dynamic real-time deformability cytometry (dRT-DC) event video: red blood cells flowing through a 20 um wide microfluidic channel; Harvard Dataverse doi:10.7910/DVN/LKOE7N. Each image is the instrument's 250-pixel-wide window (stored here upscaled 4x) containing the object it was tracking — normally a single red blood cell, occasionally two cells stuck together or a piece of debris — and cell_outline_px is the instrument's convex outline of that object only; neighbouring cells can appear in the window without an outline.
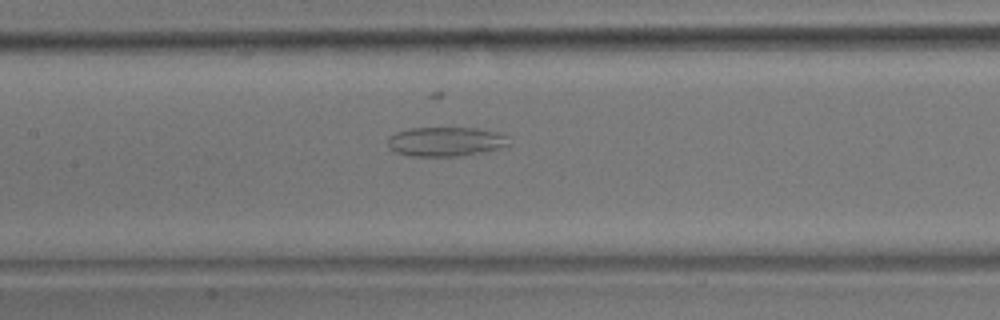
{"species": "common noctule bat (a hibernating species)", "species_latin": "Nyctalus noctula", "temperature_condition": "room temperature", "stored_images_in_passage": 47, "camera_frame_rate_fps": 3000, "um_per_image_px": 0.085, "animal": {"sex": "male", "body_mass_g": 17.9}, "frame": {"image": 1, "passage_image": 17, "time_ms": 5.333, "image_size_px": [1000, 320], "cell_outline_px": [[508, 144], [496, 148], [464, 156], [412, 156], [396, 152], [388, 144], [388, 136], [396, 132], [412, 128], [476, 128], [496, 132], [504, 136]], "centroid_in_image_um": [37.81, 12.03], "position_along_channel_um": 169.6, "area_um2": 20.23}}
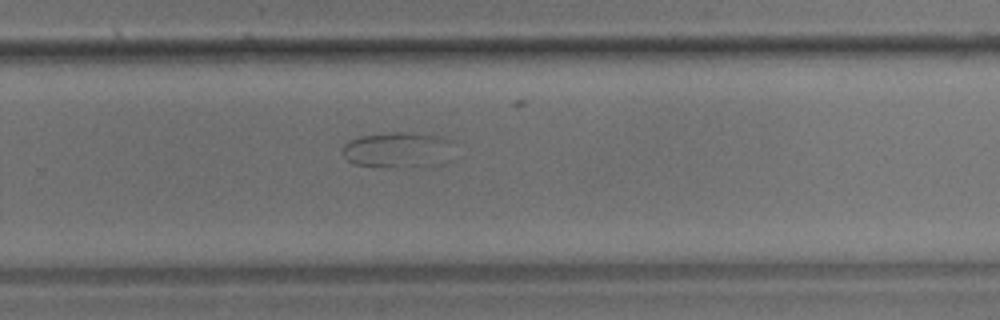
{"frame": {"image": 2, "passage_image": 28, "time_ms": 9.0, "image_size_px": [1000, 320], "cell_outline_px": [[452, 140], [424, 164], [412, 168], [396, 168], [356, 164], [348, 160], [344, 156], [344, 144], [360, 136], [388, 132], [420, 132], [440, 136]], "centroid_in_image_um": [33.52, 12.68], "position_along_channel_um": 296.3, "area_um2": 21.33}}
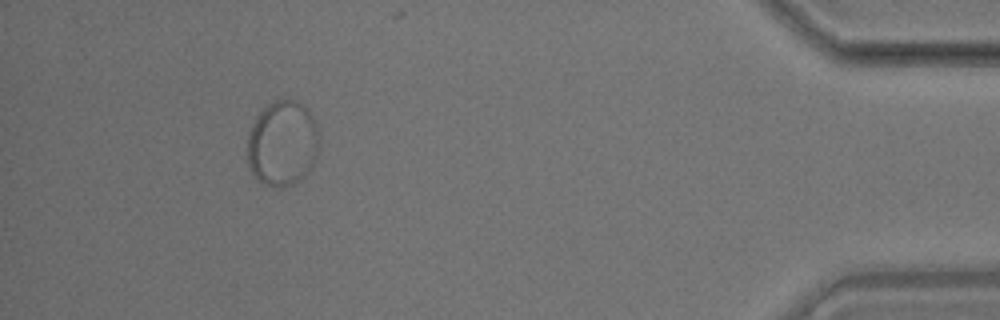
{"frame": {"image": 3, "passage_image": 43, "time_ms": 14.0, "image_size_px": [1000, 320], "cell_outline_px": [[316, 152], [312, 164], [308, 172], [296, 184], [280, 188], [276, 188], [264, 184], [252, 172], [248, 164], [248, 132], [256, 116], [268, 104], [276, 100], [288, 96], [304, 104], [308, 108], [316, 120]], "centroid_in_image_um": [23.99, 12.15], "position_along_channel_um": 411.2, "area_um2": 35.89}}